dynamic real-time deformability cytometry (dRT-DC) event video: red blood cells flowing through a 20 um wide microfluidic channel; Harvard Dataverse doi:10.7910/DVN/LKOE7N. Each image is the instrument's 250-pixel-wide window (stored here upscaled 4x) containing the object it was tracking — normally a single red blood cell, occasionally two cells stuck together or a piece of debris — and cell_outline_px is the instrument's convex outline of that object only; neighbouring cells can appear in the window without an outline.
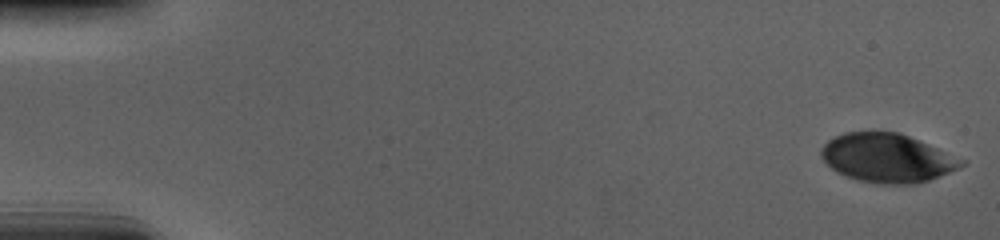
{"species": "human", "species_latin": "Homo sapiens", "temperature_condition": "cold", "stored_images_in_passage": 56, "camera_frame_rate_fps": 3000, "um_per_image_px": 0.085, "donor": {"sex": "male"}, "frame": {"image": 1, "passage_image": 1, "time_ms": 0.0, "image_size_px": [1000, 240], "cell_outline_px": [[968, 160], [960, 168], [928, 180], [916, 184], [884, 184], [860, 180], [836, 172], [820, 156], [820, 148], [828, 140], [844, 132], [900, 132]], "centroid_in_image_um": [75.45, 13.42], "position_along_channel_um": 9.6, "area_um2": 39.88}}
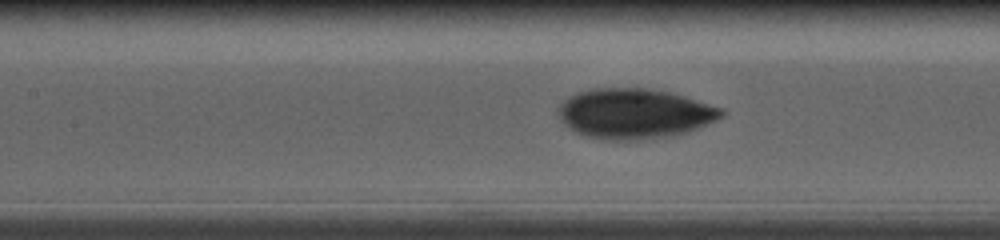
{"frame": {"image": 2, "passage_image": 26, "time_ms": 8.333, "image_size_px": [1000, 240], "cell_outline_px": [[724, 116], [716, 120], [696, 128], [672, 136], [636, 140], [604, 140], [584, 136], [568, 128], [560, 120], [556, 112], [560, 104], [568, 96], [592, 88], [648, 88], [668, 92], [684, 96], [724, 108]], "centroid_in_image_um": [53.89, 9.66], "position_along_channel_um": 153.5, "area_um2": 47.8}}
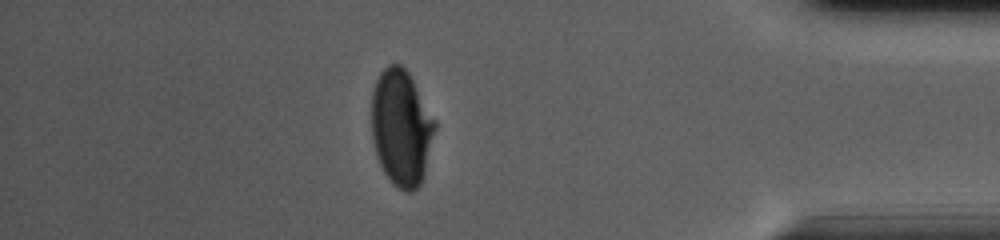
{"frame": {"image": 3, "passage_image": 49, "time_ms": 16.0, "image_size_px": [1000, 240], "cell_outline_px": [[436, 128], [424, 176], [420, 184], [412, 192], [404, 192], [392, 184], [388, 180], [376, 156], [372, 140], [372, 92], [376, 80], [380, 72], [388, 64], [400, 64], [408, 72], [436, 120]], "centroid_in_image_um": [34.11, 10.87], "position_along_channel_um": 401.1, "area_um2": 43.23}, "authors_computed_cell_mechanics": {"area_um2": 44.7372, "velocity_mm_per_s": 3.6861, "shape_relaxation_time_tau1_ms": 3.5305, "shape_relaxation_time_tau2_ms": 1.6661, "deformation_change_tau1": 0.1365, "deformation_change_tau2": 0.041}}